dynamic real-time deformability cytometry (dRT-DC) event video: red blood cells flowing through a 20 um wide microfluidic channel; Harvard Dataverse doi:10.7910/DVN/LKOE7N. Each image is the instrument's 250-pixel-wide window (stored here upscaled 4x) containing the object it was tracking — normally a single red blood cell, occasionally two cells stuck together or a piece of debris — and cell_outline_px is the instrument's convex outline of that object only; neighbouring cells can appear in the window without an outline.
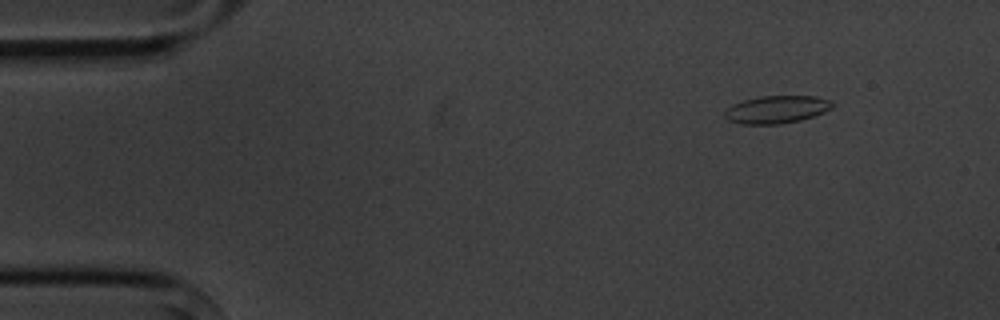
{"species": "common noctule bat (a hibernating species)", "species_latin": "Nyctalus noctula", "temperature_condition": "cold", "stored_images_in_passage": 6, "camera_frame_rate_fps": 3000, "um_per_image_px": 0.085, "animal": {"sex": "male", "body_mass_g": 20.1, "forearm_length_mm": 53.5}, "frame": {"image": 1, "passage_image": 1, "time_ms": 0.0, "image_size_px": [1000, 320], "cell_outline_px": [[836, 104], [832, 108], [824, 112], [800, 120], [780, 124], [740, 124], [728, 120], [724, 116], [724, 112], [732, 104], [744, 100], [760, 96], [816, 96], [832, 100]], "centroid_in_image_um": [66.03, 9.3], "position_along_channel_um": 19.0, "area_um2": 17.46}}
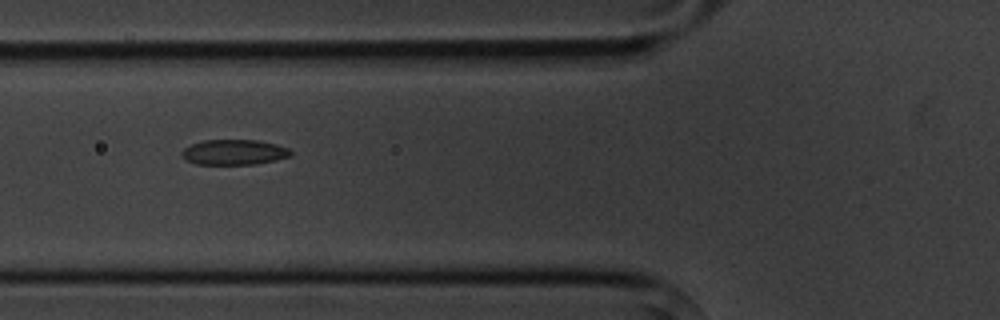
{"frame": {"image": 2, "passage_image": 5, "time_ms": 4.667, "image_size_px": [1000, 320], "cell_outline_px": [[292, 156], [276, 160], [256, 164], [196, 164], [184, 160], [180, 156], [180, 152], [184, 148], [192, 144], [204, 140], [256, 140], [276, 144], [288, 148], [292, 152]], "centroid_in_image_um": [19.87, 12.94], "position_along_channel_um": 105.9, "area_um2": 16.18}}
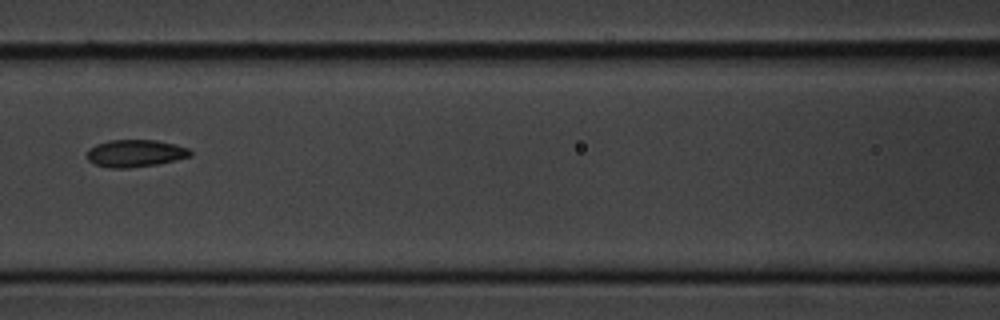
{"frame": {"image": 3, "passage_image": 6, "time_ms": 6.0, "image_size_px": [1000, 320], "cell_outline_px": [[192, 156], [156, 164], [128, 168], [108, 168], [96, 164], [88, 160], [84, 156], [88, 148], [96, 144], [108, 140], [156, 140], [188, 148], [192, 152]], "centroid_in_image_um": [11.43, 13.03], "position_along_channel_um": 155.2, "area_um2": 16.47}}